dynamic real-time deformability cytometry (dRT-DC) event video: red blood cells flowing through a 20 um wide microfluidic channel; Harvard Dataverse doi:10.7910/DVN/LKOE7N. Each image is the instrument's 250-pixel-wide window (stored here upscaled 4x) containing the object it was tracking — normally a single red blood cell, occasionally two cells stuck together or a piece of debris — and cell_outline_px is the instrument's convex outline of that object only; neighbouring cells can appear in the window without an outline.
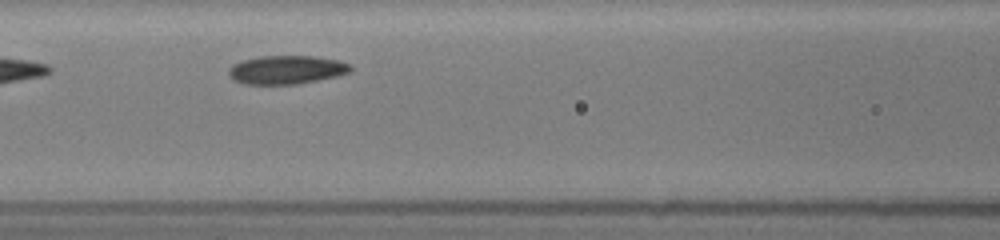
{"species": "common noctule bat (a hibernating species)", "species_latin": "Nyctalus noctula", "temperature_condition": "room temperature", "stored_images_in_passage": 16, "camera_frame_rate_fps": 3000, "um_per_image_px": 0.085, "animal": {"sex": "female", "body_mass_g": 19.5, "forearm_length_mm": 54.1}, "frame": {"image": 1, "passage_image": 5, "time_ms": 2.333, "image_size_px": [1000, 240], "cell_outline_px": [[352, 68], [348, 72], [336, 76], [296, 84], [244, 84], [232, 80], [228, 76], [228, 68], [232, 64], [240, 60], [260, 56], [312, 56], [340, 60], [348, 64]], "centroid_in_image_um": [24.27, 5.92], "position_along_channel_um": 142.3, "area_um2": 20.35}}
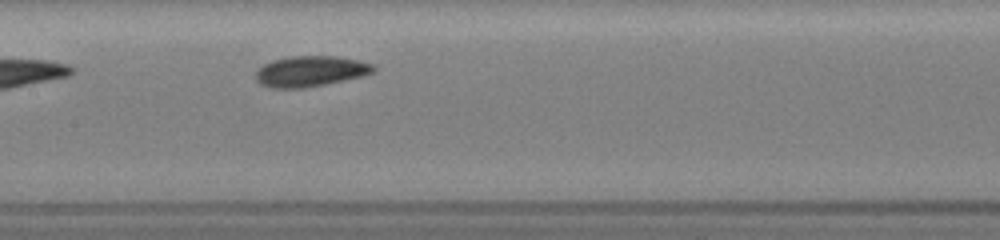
{"frame": {"image": 2, "passage_image": 7, "time_ms": 3.333, "image_size_px": [1000, 240], "cell_outline_px": [[376, 68], [372, 72], [364, 76], [304, 88], [268, 88], [260, 84], [256, 80], [256, 68], [272, 60], [288, 56], [336, 56], [360, 60], [372, 64]], "centroid_in_image_um": [26.35, 6.05], "position_along_channel_um": 181.0, "area_um2": 21.21}}